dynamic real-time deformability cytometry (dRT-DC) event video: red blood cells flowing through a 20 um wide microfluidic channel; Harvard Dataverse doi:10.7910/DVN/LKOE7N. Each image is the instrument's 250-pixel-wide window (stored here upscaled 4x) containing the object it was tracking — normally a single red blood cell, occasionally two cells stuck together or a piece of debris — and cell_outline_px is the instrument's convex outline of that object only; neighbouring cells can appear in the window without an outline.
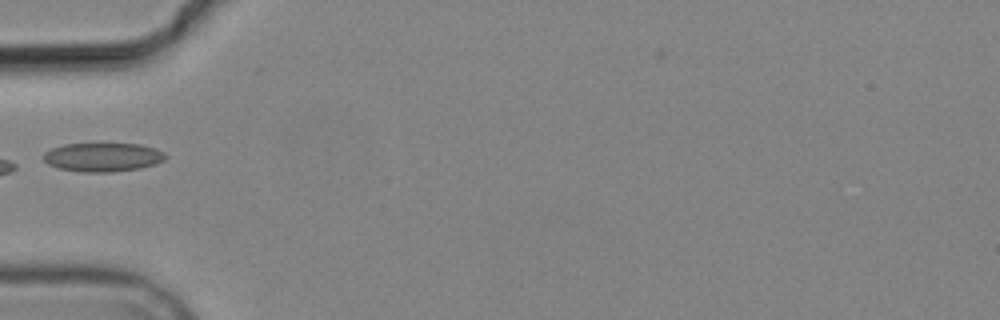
{"species": "common noctule bat (a hibernating species)", "species_latin": "Nyctalus noctula", "temperature_condition": "cold", "stored_images_in_passage": 5, "camera_frame_rate_fps": 3000, "um_per_image_px": 0.085, "animal": {"sex": "male", "body_mass_g": 19.2, "forearm_length_mm": 51.8}, "frame": {"image": 1, "passage_image": 5, "time_ms": 4.667, "image_size_px": [1000, 320], "cell_outline_px": [[168, 156], [164, 160], [156, 164], [140, 168], [112, 172], [84, 172], [56, 168], [48, 164], [40, 156], [44, 152], [52, 148], [64, 144], [140, 144], [156, 148], [164, 152]], "centroid_in_image_um": [8.73, 13.36], "position_along_channel_um": 76.3, "area_um2": 20.69}}